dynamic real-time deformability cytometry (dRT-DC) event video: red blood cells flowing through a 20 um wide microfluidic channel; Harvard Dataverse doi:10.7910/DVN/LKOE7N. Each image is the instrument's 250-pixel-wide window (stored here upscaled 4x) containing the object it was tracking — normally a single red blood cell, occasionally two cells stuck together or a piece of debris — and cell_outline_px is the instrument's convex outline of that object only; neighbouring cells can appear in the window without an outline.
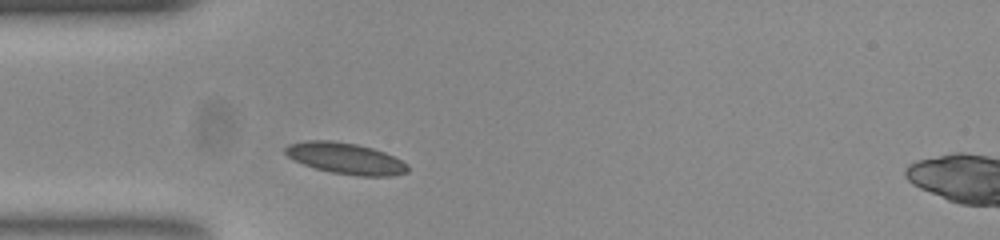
{"species": "common noctule bat (a hibernating species)", "species_latin": "Nyctalus noctula", "temperature_condition": "room temperature", "stored_images_in_passage": 29, "camera_frame_rate_fps": 3000, "um_per_image_px": 0.085, "animal": {"sex": "female", "body_mass_g": 23.0, "forearm_length_mm": 53.4}, "frame": {"image": 1, "passage_image": 1, "time_ms": 0.0, "image_size_px": [1000, 240], "cell_outline_px": [[408, 172], [388, 176], [356, 176], [332, 172], [316, 168], [292, 160], [284, 152], [284, 148], [288, 144], [308, 140], [332, 140], [356, 144], [372, 148], [384, 152], [408, 164]], "centroid_in_image_um": [29.34, 13.46], "position_along_channel_um": 55.7, "area_um2": 22.2}}
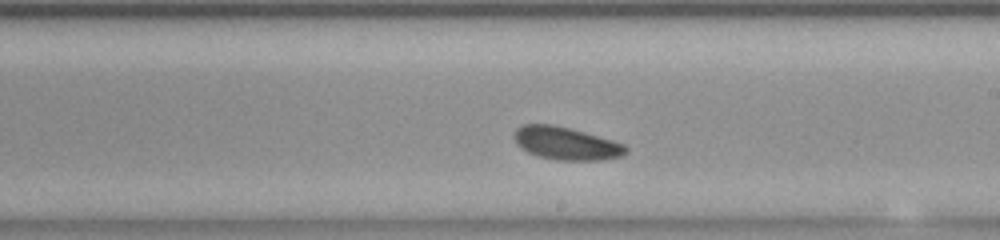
{"frame": {"image": 2, "passage_image": 16, "time_ms": 5.0, "image_size_px": [1000, 240], "cell_outline_px": [[628, 152], [620, 156], [600, 160], [560, 160], [540, 156], [528, 152], [516, 140], [516, 128], [524, 124], [552, 124], [584, 132], [612, 140], [624, 144], [628, 148]], "centroid_in_image_um": [48.17, 12.18], "position_along_channel_um": 240.8, "area_um2": 20.81}}
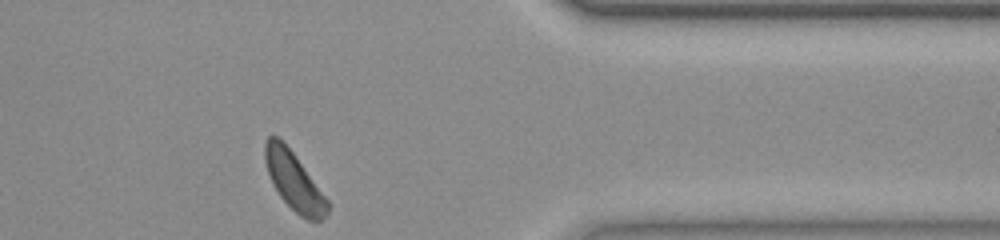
{"frame": {"image": 3, "passage_image": 29, "time_ms": 9.333, "image_size_px": [1000, 240], "cell_outline_px": [[332, 204], [328, 212], [320, 220], [308, 220], [300, 216], [280, 196], [272, 184], [264, 160], [264, 144], [268, 136], [276, 136], [292, 152]], "centroid_in_image_um": [25.0, 15.42], "position_along_channel_um": 386.4, "area_um2": 20.87}}